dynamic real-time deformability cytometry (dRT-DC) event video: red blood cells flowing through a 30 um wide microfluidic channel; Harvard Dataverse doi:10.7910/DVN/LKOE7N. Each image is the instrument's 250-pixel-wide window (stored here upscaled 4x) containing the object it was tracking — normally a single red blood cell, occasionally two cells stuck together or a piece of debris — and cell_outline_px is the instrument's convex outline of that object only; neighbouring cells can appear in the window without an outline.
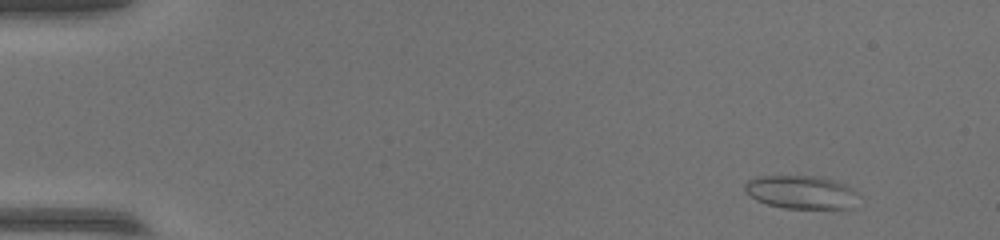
{"species": "common noctule bat (a hibernating species)", "species_latin": "Nyctalus noctula", "temperature_condition": "warm", "stored_images_in_passage": 52, "camera_frame_rate_fps": 3000, "um_per_image_px": 0.085, "animal": {"sex": "female", "body_mass_g": 17.0, "forearm_length_mm": 48.0}, "frame": {"image": 1, "passage_image": 4, "time_ms": 1.0, "image_size_px": [1000, 240], "cell_outline_px": [[860, 196], [852, 208], [784, 208], [768, 204], [756, 200], [744, 188], [744, 184], [748, 180], [756, 176], [824, 176], [844, 184], [860, 192]], "centroid_in_image_um": [68.16, 16.32], "position_along_channel_um": 16.8, "area_um2": 22.25}}
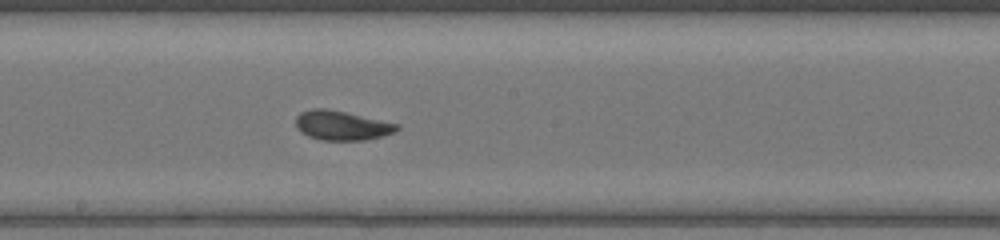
{"frame": {"image": 2, "passage_image": 29, "time_ms": 9.333, "image_size_px": [1000, 240], "cell_outline_px": [[400, 128], [392, 132], [380, 136], [364, 140], [320, 140], [308, 136], [300, 132], [296, 128], [296, 116], [300, 112], [312, 108], [328, 108], [400, 124]], "centroid_in_image_um": [29.0, 10.65], "position_along_channel_um": 219.2, "area_um2": 17.4}}
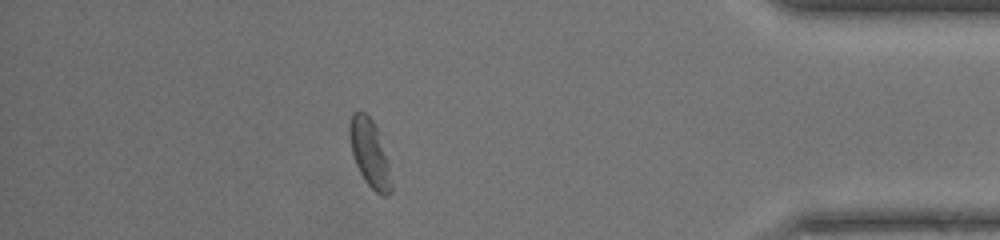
{"frame": {"image": 3, "passage_image": 46, "time_ms": 15.0, "image_size_px": [1000, 240], "cell_outline_px": [[392, 192], [388, 196], [384, 196], [376, 192], [364, 180], [356, 164], [352, 152], [348, 136], [348, 128], [352, 112], [364, 112], [372, 120], [376, 128], [388, 160], [392, 184]], "centroid_in_image_um": [31.42, 13.04], "position_along_channel_um": 403.8, "area_um2": 16.36}}